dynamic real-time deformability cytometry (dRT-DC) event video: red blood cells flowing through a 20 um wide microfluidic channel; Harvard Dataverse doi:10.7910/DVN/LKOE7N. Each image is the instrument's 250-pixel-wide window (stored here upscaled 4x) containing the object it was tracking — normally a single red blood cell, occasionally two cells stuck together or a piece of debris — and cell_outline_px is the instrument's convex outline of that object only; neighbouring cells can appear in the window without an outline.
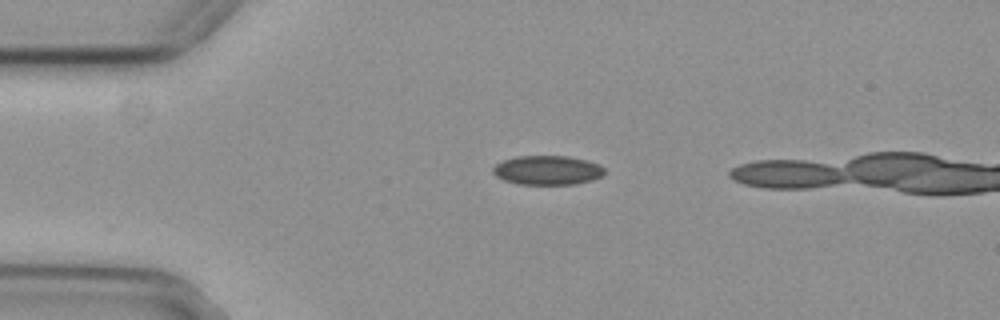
{"species": "common noctule bat (a hibernating species)", "species_latin": "Nyctalus noctula", "temperature_condition": "cold", "stored_images_in_passage": 37, "camera_frame_rate_fps": 3000, "um_per_image_px": 0.085, "animal": {"sex": "female", "body_mass_g": 29.2, "forearm_length_mm": 56.3}, "frame": {"image": 1, "passage_image": 1, "time_ms": 0.0, "image_size_px": [1000, 320], "cell_outline_px": [[604, 172], [600, 176], [592, 180], [576, 184], [516, 184], [504, 180], [496, 176], [492, 172], [492, 168], [496, 164], [504, 160], [516, 156], [568, 156], [588, 160], [600, 164], [604, 168]], "centroid_in_image_um": [46.53, 14.46], "position_along_channel_um": 38.5, "area_um2": 19.07}}
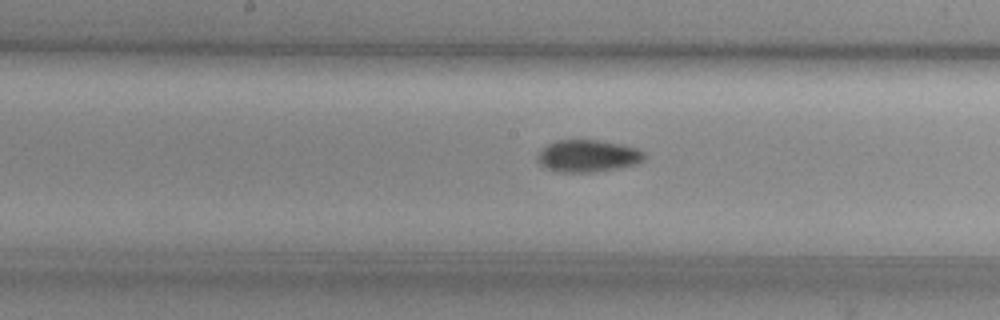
{"frame": {"image": 2, "passage_image": 16, "time_ms": 5.0, "image_size_px": [1000, 320], "cell_outline_px": [[644, 160], [636, 164], [596, 172], [556, 172], [540, 164], [536, 160], [536, 156], [548, 144], [556, 140], [596, 140], [620, 144], [636, 148], [644, 152]], "centroid_in_image_um": [49.95, 13.26], "position_along_channel_um": 198.3, "area_um2": 19.88}}
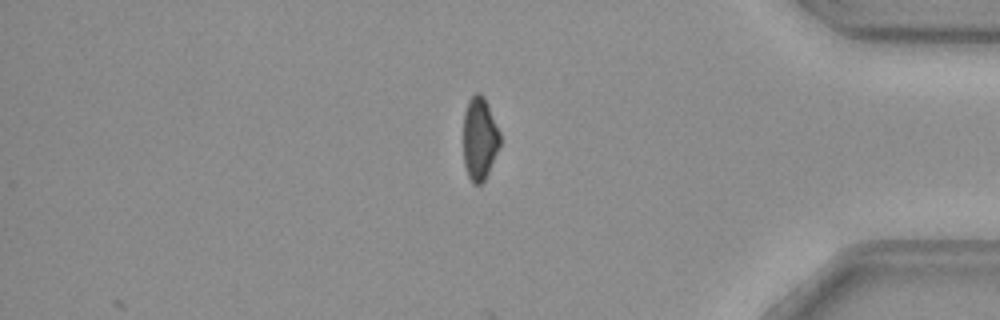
{"frame": {"image": 3, "passage_image": 34, "time_ms": 11.0, "image_size_px": [1000, 320], "cell_outline_px": [[500, 144], [488, 172], [484, 180], [480, 184], [472, 184], [468, 176], [464, 164], [464, 112], [468, 100], [476, 92], [480, 92], [484, 96], [488, 104], [500, 132]], "centroid_in_image_um": [40.76, 11.75], "position_along_channel_um": 394.4, "area_um2": 17.69}}